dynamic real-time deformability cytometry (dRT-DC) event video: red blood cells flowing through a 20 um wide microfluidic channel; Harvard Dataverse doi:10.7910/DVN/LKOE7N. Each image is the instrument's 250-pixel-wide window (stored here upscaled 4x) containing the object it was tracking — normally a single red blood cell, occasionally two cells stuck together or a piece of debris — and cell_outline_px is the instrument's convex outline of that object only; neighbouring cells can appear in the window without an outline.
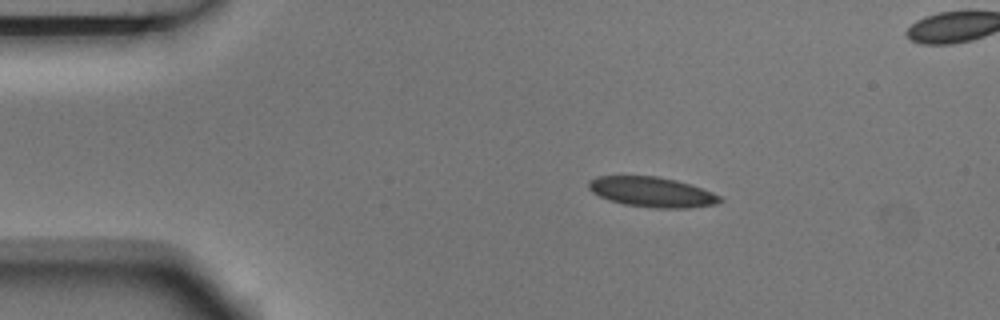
{"species": "Egyptian fruit bat (a non-hibernating species)", "species_latin": "Rousettus aegyptiacus", "temperature_condition": "room temperature", "stored_images_in_passage": 7, "camera_frame_rate_fps": 3000, "um_per_image_px": 0.085, "animal": {"sex": "male"}, "frame": {"image": 1, "passage_image": 2, "time_ms": 0.333, "image_size_px": [1000, 320], "cell_outline_px": [[724, 200], [716, 204], [688, 208], [652, 208], [624, 204], [608, 200], [592, 192], [588, 188], [588, 180], [596, 176], [656, 176], [676, 180], [712, 192], [720, 196]], "centroid_in_image_um": [55.39, 16.32], "position_along_channel_um": 29.6, "area_um2": 23.0}}
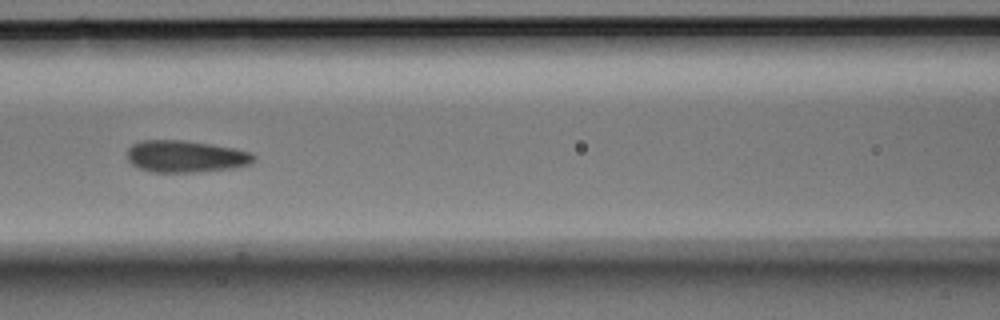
{"frame": {"image": 2, "passage_image": 6, "time_ms": 1.667, "image_size_px": [1000, 320], "cell_outline_px": [[256, 160], [248, 164], [232, 168], [192, 172], [152, 172], [140, 168], [132, 164], [128, 160], [128, 148], [132, 144], [144, 140], [184, 140], [212, 144], [252, 152], [256, 156]], "centroid_in_image_um": [15.79, 13.29], "position_along_channel_um": 150.8, "area_um2": 23.47}}
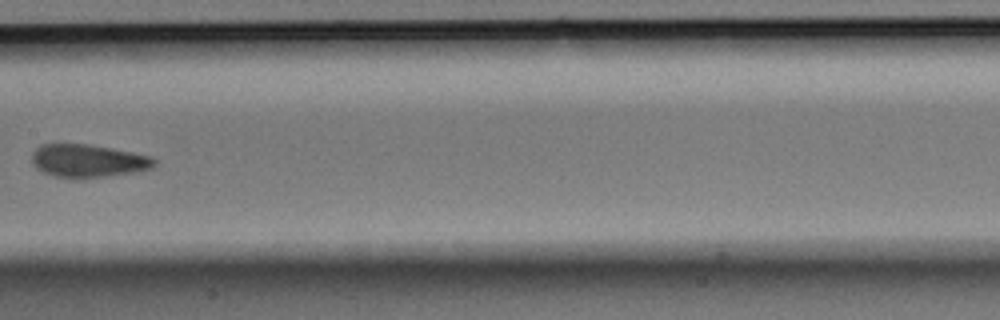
{"frame": {"image": 3, "passage_image": 7, "time_ms": 2.0, "image_size_px": [1000, 320], "cell_outline_px": [[156, 164], [152, 168], [132, 172], [80, 180], [52, 176], [36, 168], [32, 160], [32, 152], [40, 144], [88, 144], [112, 148], [152, 156], [156, 160]], "centroid_in_image_um": [7.47, 13.68], "position_along_channel_um": 199.9, "area_um2": 23.81}}